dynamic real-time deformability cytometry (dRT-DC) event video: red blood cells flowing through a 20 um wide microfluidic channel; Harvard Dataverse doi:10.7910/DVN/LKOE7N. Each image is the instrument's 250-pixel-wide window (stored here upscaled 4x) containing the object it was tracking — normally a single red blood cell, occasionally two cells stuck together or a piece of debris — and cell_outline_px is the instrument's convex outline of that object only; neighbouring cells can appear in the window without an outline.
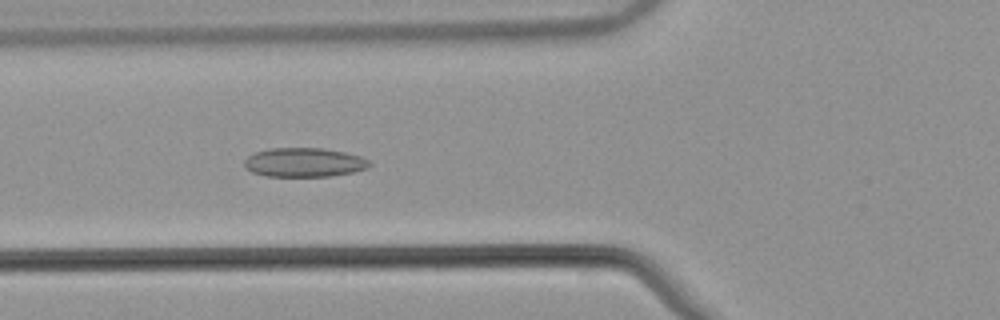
{"species": "common noctule bat (a hibernating species)", "species_latin": "Nyctalus noctula", "temperature_condition": "warm", "stored_images_in_passage": 54, "camera_frame_rate_fps": 3000, "um_per_image_px": 0.085, "animal": {"sex": "male", "body_mass_g": 21.5, "forearm_length_mm": 52.0}, "frame": {"image": 1, "passage_image": 21, "time_ms": 6.667, "image_size_px": [1000, 320], "cell_outline_px": [[372, 164], [368, 168], [352, 172], [332, 176], [268, 176], [252, 172], [244, 168], [244, 160], [248, 156], [256, 152], [272, 148], [320, 148], [344, 152], [360, 156], [368, 160]], "centroid_in_image_um": [25.85, 13.8], "position_along_channel_um": 100.0, "area_um2": 21.15}}
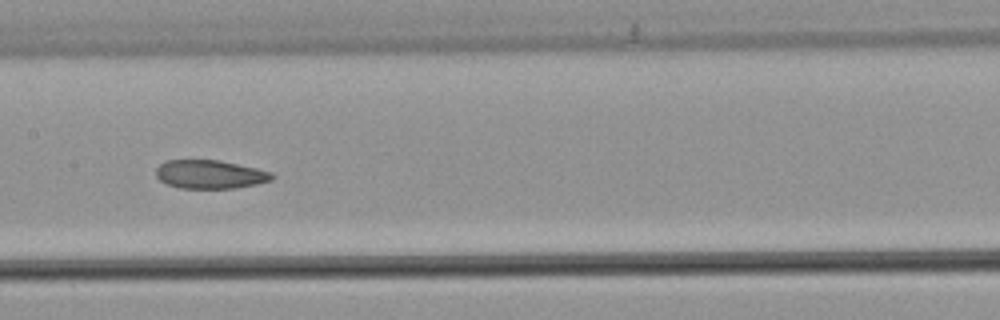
{"frame": {"image": 2, "passage_image": 28, "time_ms": 9.0, "image_size_px": [1000, 320], "cell_outline_px": [[276, 176], [272, 180], [256, 184], [236, 188], [180, 188], [168, 184], [160, 180], [156, 176], [156, 168], [164, 160], [220, 160], [256, 168], [272, 172]], "centroid_in_image_um": [17.86, 14.81], "position_along_channel_um": 189.5, "area_um2": 19.36}}
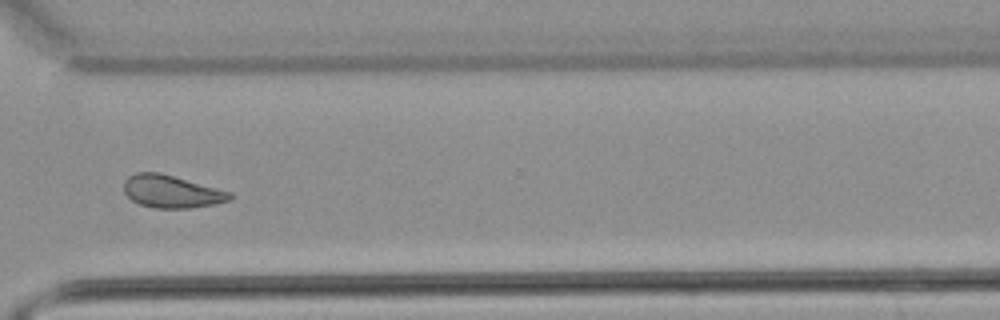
{"frame": {"image": 3, "passage_image": 41, "time_ms": 13.333, "image_size_px": [1000, 320], "cell_outline_px": [[232, 196], [228, 200], [216, 204], [192, 208], [152, 208], [140, 204], [132, 200], [124, 192], [124, 180], [128, 176], [136, 172], [160, 172], [232, 192]], "centroid_in_image_um": [14.56, 16.28], "position_along_channel_um": 356.0, "area_um2": 20.23}, "authors_computed_cell_mechanics": {"area_um2": 21.1837, "velocity_mm_per_s": 3.8302, "shape_relaxation_time_tau1_ms": null, "shape_relaxation_time_tau2_ms": 5.5517, "deformation_change_tau1": null, "deformation_change_tau2": 0.0906}}